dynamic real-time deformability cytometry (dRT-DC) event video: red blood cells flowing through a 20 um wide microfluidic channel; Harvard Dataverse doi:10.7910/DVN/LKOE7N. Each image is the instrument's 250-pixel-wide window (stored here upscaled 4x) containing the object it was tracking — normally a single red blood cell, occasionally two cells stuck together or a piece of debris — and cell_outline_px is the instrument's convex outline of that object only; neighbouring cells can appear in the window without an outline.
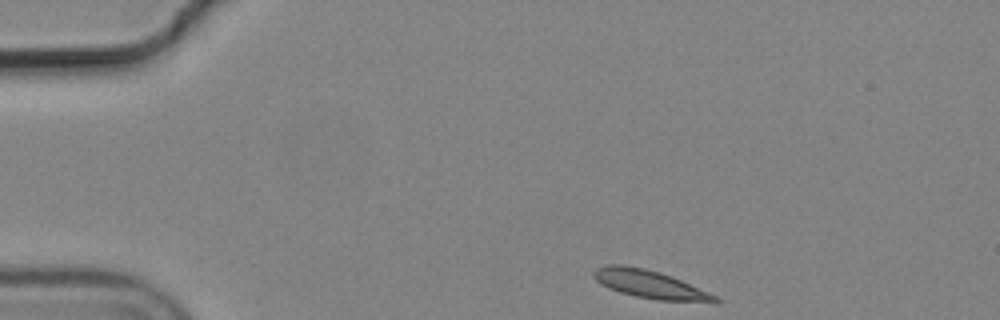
{"species": "common noctule bat (a hibernating species)", "species_latin": "Nyctalus noctula", "temperature_condition": "cold", "stored_images_in_passage": 41, "camera_frame_rate_fps": 3000, "um_per_image_px": 0.085, "animal": {"sex": "male", "body_mass_g": 19.2, "forearm_length_mm": 51.8}, "frame": {"image": 1, "passage_image": 1, "time_ms": 0.0, "image_size_px": [1000, 320], "cell_outline_px": [[724, 300], [716, 304], [656, 300], [636, 296], [620, 292], [608, 288], [600, 284], [592, 276], [592, 272], [596, 268], [608, 264], [624, 264], [644, 268], [660, 272], [680, 280], [708, 292]], "centroid_in_image_um": [55.29, 24.19], "position_along_channel_um": 29.7, "area_um2": 20.29}}
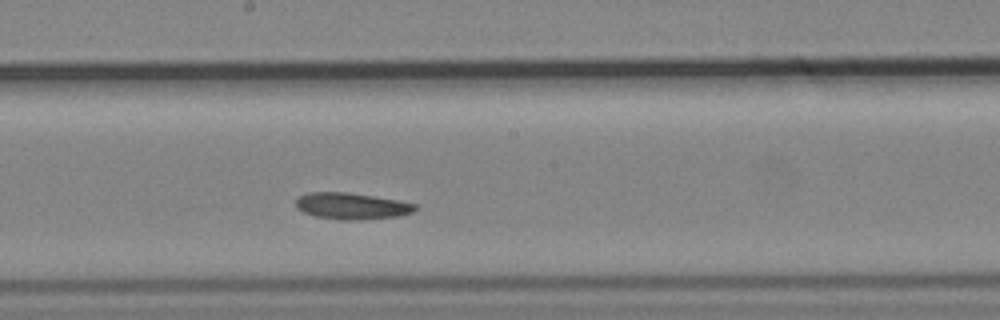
{"frame": {"image": 2, "passage_image": 22, "time_ms": 7.0, "image_size_px": [1000, 320], "cell_outline_px": [[416, 208], [412, 212], [396, 216], [356, 220], [340, 220], [316, 216], [304, 212], [296, 208], [296, 200], [300, 196], [308, 192], [348, 192], [396, 200], [416, 204]], "centroid_in_image_um": [29.85, 17.51], "position_along_channel_um": 218.4, "area_um2": 18.15}}
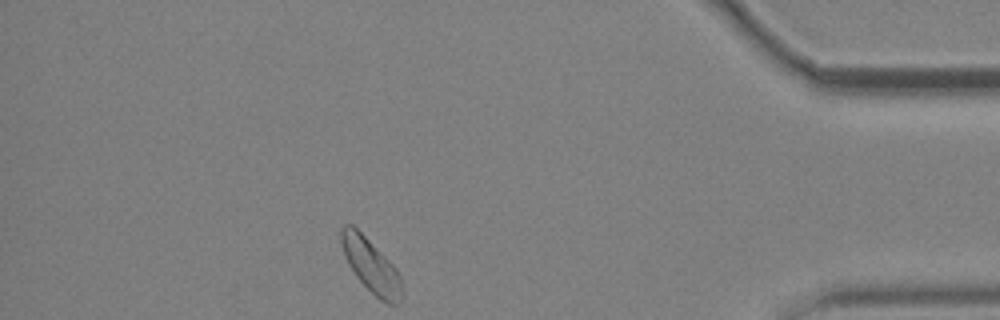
{"frame": {"image": 3, "passage_image": 41, "time_ms": 13.333, "image_size_px": [1000, 320], "cell_outline_px": [[400, 304], [388, 304], [380, 300], [356, 276], [348, 264], [340, 240], [340, 228], [344, 224], [352, 224], [396, 268], [400, 276]], "centroid_in_image_um": [31.5, 22.56], "position_along_channel_um": 403.7, "area_um2": 18.38}, "authors_computed_cell_mechanics": {"area_um2": 18.6116, "velocity_mm_per_s": 3.6199, "shape_relaxation_time_tau1_ms": 8.3108, "shape_relaxation_time_tau2_ms": null, "deformation_change_tau1": 0.1282, "deformation_change_tau2": null}}